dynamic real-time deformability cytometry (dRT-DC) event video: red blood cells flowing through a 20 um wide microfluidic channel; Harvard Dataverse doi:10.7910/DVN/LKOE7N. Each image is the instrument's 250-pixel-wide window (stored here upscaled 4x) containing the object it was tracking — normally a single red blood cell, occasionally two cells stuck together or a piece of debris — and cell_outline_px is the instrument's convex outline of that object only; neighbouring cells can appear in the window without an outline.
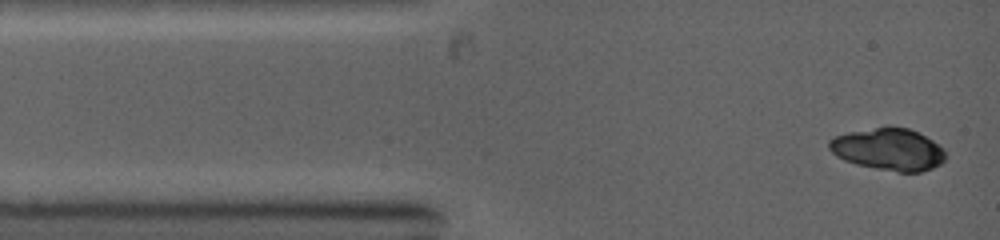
{"species": "common noctule bat (a hibernating species)", "species_latin": "Nyctalus noctula", "temperature_condition": "warm", "stored_images_in_passage": 10, "camera_frame_rate_fps": 5000, "um_per_image_px": 0.085, "animal": {"sex": "female", "body_mass_g": 19.0, "forearm_length_mm": 53.3}, "frame": {"image": 1, "passage_image": 1, "time_ms": 0.0, "image_size_px": [1000, 240], "cell_outline_px": [[948, 156], [940, 164], [932, 168], [920, 172], [900, 172], [876, 168], [856, 164], [844, 160], [836, 156], [828, 148], [828, 140], [836, 136], [848, 132], [888, 124], [908, 128], [932, 140], [944, 148]], "centroid_in_image_um": [75.52, 12.67], "position_along_channel_um": 9.5, "area_um2": 28.96}}
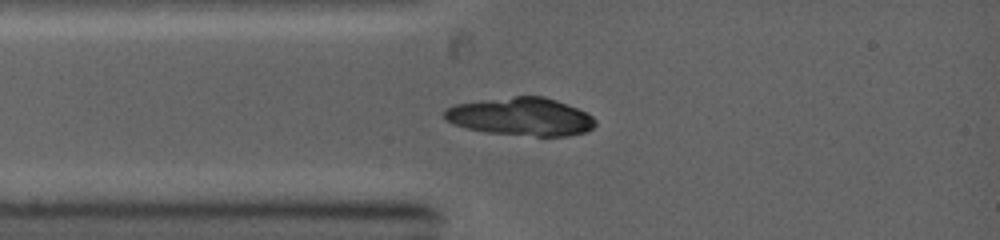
{"frame": {"image": 2, "passage_image": 8, "time_ms": 1.8, "image_size_px": [1000, 240], "cell_outline_px": [[596, 124], [588, 132], [568, 136], [536, 136], [488, 132], [468, 128], [444, 120], [444, 112], [448, 108], [456, 104], [484, 100], [516, 96], [544, 96], [556, 100], [588, 112], [596, 120]], "centroid_in_image_um": [44.35, 9.92], "position_along_channel_um": 40.6, "area_um2": 33.23}}